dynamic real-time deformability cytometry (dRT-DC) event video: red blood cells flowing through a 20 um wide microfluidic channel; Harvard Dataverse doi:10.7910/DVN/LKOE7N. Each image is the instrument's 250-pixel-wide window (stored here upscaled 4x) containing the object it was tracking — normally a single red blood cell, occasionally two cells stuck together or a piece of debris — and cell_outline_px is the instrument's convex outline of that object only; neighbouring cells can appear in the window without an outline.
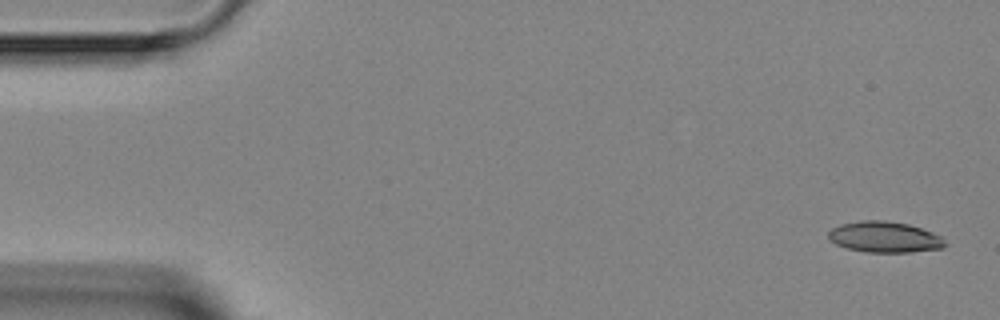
{"species": "Egyptian fruit bat (a non-hibernating species)", "species_latin": "Rousettus aegyptiacus", "temperature_condition": "room temperature", "stored_images_in_passage": 4, "camera_frame_rate_fps": 3000, "um_per_image_px": 0.085, "animal": {"sex": "female"}, "frame": {"image": 1, "passage_image": 1, "time_ms": 0.0, "image_size_px": [1000, 320], "cell_outline_px": [[948, 244], [944, 248], [912, 252], [868, 252], [848, 248], [836, 244], [828, 236], [828, 232], [832, 228], [840, 224], [860, 220], [884, 220], [908, 224], [932, 232], [940, 236]], "centroid_in_image_um": [75.21, 20.14], "position_along_channel_um": 9.8, "area_um2": 20.98}}